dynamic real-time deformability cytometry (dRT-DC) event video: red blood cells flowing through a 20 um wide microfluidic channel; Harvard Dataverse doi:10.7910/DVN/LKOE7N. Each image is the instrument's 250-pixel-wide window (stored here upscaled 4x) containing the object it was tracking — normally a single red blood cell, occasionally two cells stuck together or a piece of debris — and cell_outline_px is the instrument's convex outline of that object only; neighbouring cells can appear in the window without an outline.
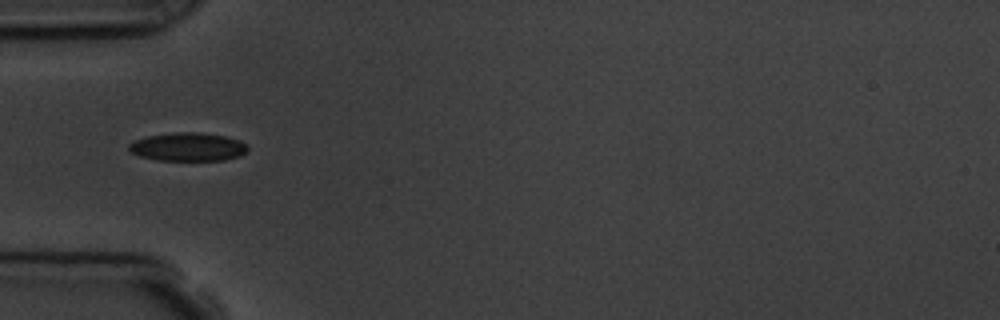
{"species": "common noctule bat (a hibernating species)", "species_latin": "Nyctalus noctula", "temperature_condition": "room temperature", "stored_images_in_passage": 5, "camera_frame_rate_fps": 3000, "um_per_image_px": 0.085, "animal": {"sex": "male", "body_mass_g": 19.5, "forearm_length_mm": 54.6}, "frame": {"image": 1, "passage_image": 4, "time_ms": 3.333, "image_size_px": [1000, 320], "cell_outline_px": [[248, 152], [240, 156], [224, 160], [156, 160], [140, 156], [132, 152], [128, 148], [128, 144], [136, 140], [148, 136], [176, 132], [200, 132], [224, 136], [240, 140], [248, 148]], "centroid_in_image_um": [16.0, 12.49], "position_along_channel_um": 69.0, "area_um2": 19.59}}